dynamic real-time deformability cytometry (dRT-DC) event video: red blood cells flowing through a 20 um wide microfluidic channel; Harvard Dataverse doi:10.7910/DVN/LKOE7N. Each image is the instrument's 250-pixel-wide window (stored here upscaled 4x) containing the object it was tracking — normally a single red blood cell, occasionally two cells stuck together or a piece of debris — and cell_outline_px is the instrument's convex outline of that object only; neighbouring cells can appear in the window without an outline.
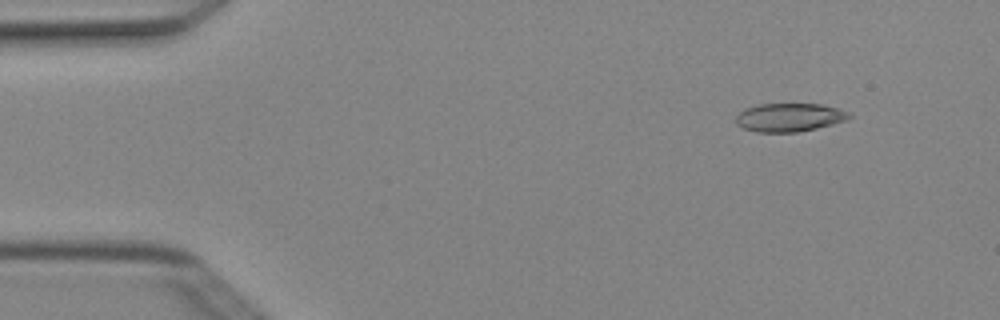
{"species": "Egyptian fruit bat (a non-hibernating species)", "species_latin": "Rousettus aegyptiacus", "temperature_condition": "cold", "stored_images_in_passage": 5, "camera_frame_rate_fps": 3000, "um_per_image_px": 0.085, "animal": {"sex": "female"}, "frame": {"image": 1, "passage_image": 2, "time_ms": 0.333, "image_size_px": [1000, 320], "cell_outline_px": [[852, 116], [844, 120], [832, 124], [816, 128], [796, 132], [756, 132], [744, 128], [736, 124], [736, 116], [744, 108], [760, 104], [820, 104], [836, 108], [848, 112]], "centroid_in_image_um": [67.05, 9.98], "position_along_channel_um": 17.9, "area_um2": 18.55}}